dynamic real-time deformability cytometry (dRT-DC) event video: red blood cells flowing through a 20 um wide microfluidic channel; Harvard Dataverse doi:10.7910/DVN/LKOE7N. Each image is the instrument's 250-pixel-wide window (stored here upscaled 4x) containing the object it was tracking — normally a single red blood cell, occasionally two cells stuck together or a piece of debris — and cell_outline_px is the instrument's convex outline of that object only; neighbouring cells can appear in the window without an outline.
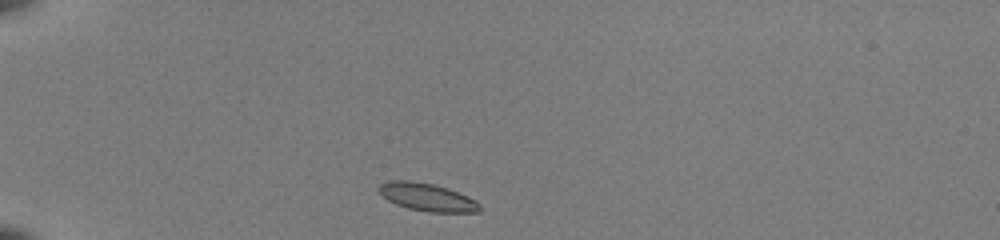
{"species": "common noctule bat (a hibernating species)", "species_latin": "Nyctalus noctula", "temperature_condition": "room temperature", "stored_images_in_passage": 38, "camera_frame_rate_fps": 3000, "um_per_image_px": 0.085, "animal": {"sex": "female", "body_mass_g": 22.0, "forearm_length_mm": 56.7}, "frame": {"image": 1, "passage_image": 1, "time_ms": 0.0, "image_size_px": [1000, 240], "cell_outline_px": [[480, 212], [428, 212], [408, 208], [396, 204], [388, 200], [376, 188], [380, 184], [388, 180], [412, 180], [432, 184], [448, 188], [476, 200], [480, 204]], "centroid_in_image_um": [36.29, 16.75], "position_along_channel_um": 48.7, "area_um2": 16.36}}
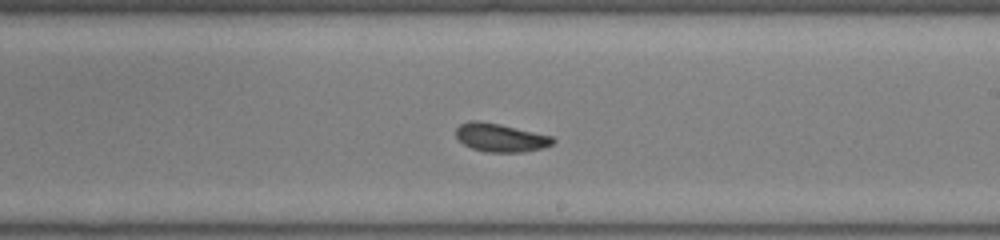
{"frame": {"image": 2, "passage_image": 19, "time_ms": 6.0, "image_size_px": [1000, 240], "cell_outline_px": [[556, 140], [552, 144], [544, 148], [524, 152], [484, 152], [472, 148], [464, 144], [456, 136], [456, 128], [460, 124], [468, 120], [480, 120], [500, 124], [552, 136]], "centroid_in_image_um": [42.54, 11.69], "position_along_channel_um": 246.5, "area_um2": 16.13}}
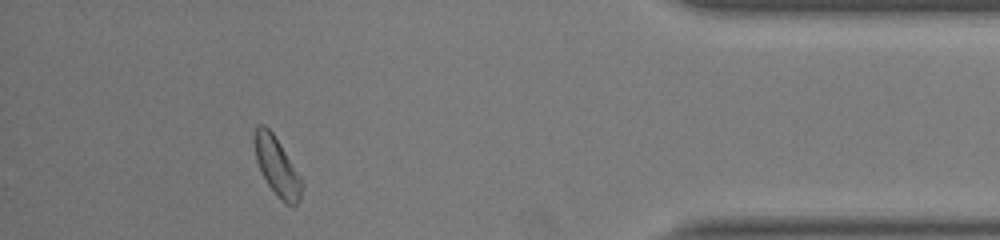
{"frame": {"image": 3, "passage_image": 34, "time_ms": 11.0, "image_size_px": [1000, 240], "cell_outline_px": [[304, 188], [300, 200], [292, 208], [284, 204], [276, 196], [260, 172], [256, 160], [252, 140], [256, 128], [260, 124], [264, 124], [272, 132], [280, 144], [300, 176], [304, 184]], "centroid_in_image_um": [23.54, 14.21], "position_along_channel_um": 411.7, "area_um2": 16.47}, "authors_computed_cell_mechanics": {"area_um2": 16.2129, "velocity_mm_per_s": 3.9598, "shape_relaxation_time_tau1_ms": 4.5971, "shape_relaxation_time_tau2_ms": null, "deformation_change_tau1": 0.1292, "deformation_change_tau2": null}}